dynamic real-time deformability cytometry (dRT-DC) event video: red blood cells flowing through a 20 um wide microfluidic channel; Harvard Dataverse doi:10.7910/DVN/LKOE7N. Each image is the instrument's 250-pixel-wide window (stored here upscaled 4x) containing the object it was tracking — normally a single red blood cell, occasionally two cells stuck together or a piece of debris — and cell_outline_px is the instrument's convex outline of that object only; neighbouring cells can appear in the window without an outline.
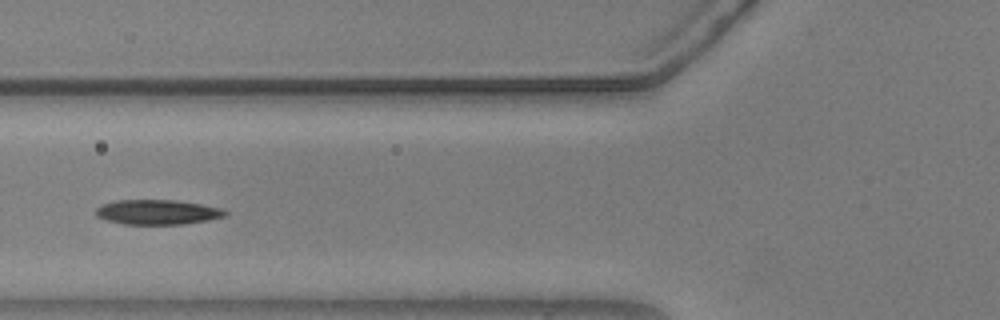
{"species": "common noctule bat (a hibernating species)", "species_latin": "Nyctalus noctula", "temperature_condition": "warm", "stored_images_in_passage": 30, "camera_frame_rate_fps": 3000, "um_per_image_px": 0.085, "animal": {"sex": "male", "body_mass_g": 20.5, "forearm_length_mm": 52.5}, "frame": {"image": 1, "passage_image": 5, "time_ms": 1.333, "image_size_px": [1000, 320], "cell_outline_px": [[228, 212], [224, 216], [208, 220], [184, 224], [124, 224], [108, 220], [96, 216], [96, 208], [104, 204], [116, 200], [172, 200], [200, 204], [220, 208]], "centroid_in_image_um": [13.37, 18.03], "position_along_channel_um": 112.4, "area_um2": 18.44}}
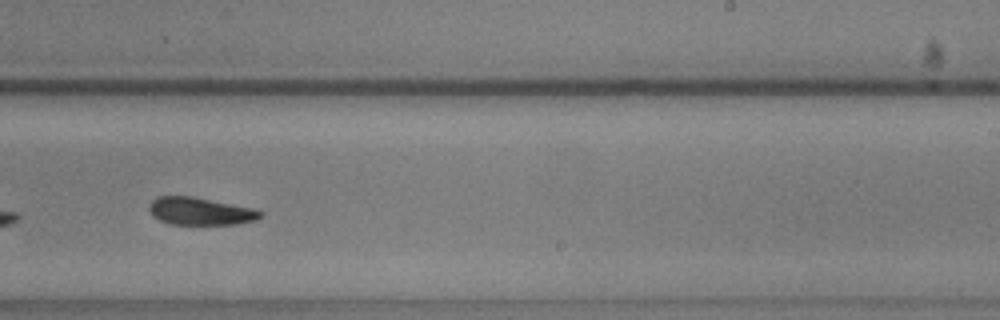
{"frame": {"image": 2, "passage_image": 18, "time_ms": 5.667, "image_size_px": [1000, 320], "cell_outline_px": [[264, 212], [256, 220], [236, 224], [168, 224], [152, 216], [148, 208], [152, 200], [160, 196], [192, 196], [252, 208]], "centroid_in_image_um": [16.99, 17.96], "position_along_channel_um": 272.0, "area_um2": 17.74}, "authors_computed_cell_mechanics": {"area_um2": 18.5249, "velocity_mm_per_s": 3.6884, "shape_relaxation_time_tau1_ms": 5.746, "shape_relaxation_time_tau2_ms": 6.5098, "deformation_change_tau1": 0.1421, "deformation_change_tau2": 0.166}}